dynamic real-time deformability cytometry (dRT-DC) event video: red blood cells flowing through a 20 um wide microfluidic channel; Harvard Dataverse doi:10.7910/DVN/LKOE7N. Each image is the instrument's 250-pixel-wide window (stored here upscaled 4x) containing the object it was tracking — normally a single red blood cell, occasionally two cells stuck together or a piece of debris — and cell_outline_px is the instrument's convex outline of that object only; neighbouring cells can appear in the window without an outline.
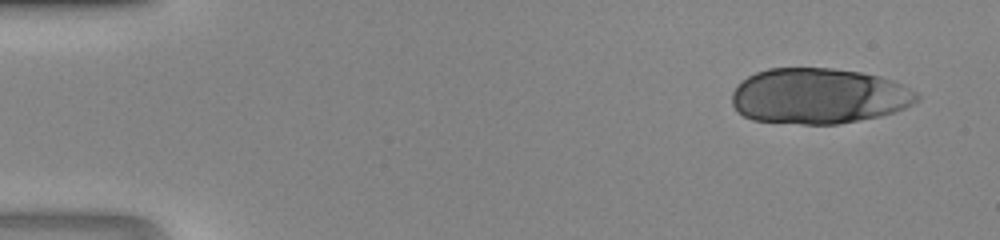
{"species": "human", "species_latin": "Homo sapiens", "temperature_condition": "room temperature", "stored_images_in_passage": 22, "camera_frame_rate_fps": 3000, "um_per_image_px": 0.085, "donor": {"sex": "male"}, "frame": {"image": 1, "passage_image": 3, "time_ms": 0.667, "image_size_px": [1000, 240], "cell_outline_px": [[920, 100], [904, 108], [880, 116], [836, 124], [800, 124], [752, 120], [736, 112], [732, 104], [732, 92], [736, 84], [748, 76], [756, 72], [768, 68], [832, 68], [860, 72], [880, 76], [904, 84], [916, 92], [920, 96]], "centroid_in_image_um": [69.57, 8.16], "position_along_channel_um": 15.4, "area_um2": 60.34}}